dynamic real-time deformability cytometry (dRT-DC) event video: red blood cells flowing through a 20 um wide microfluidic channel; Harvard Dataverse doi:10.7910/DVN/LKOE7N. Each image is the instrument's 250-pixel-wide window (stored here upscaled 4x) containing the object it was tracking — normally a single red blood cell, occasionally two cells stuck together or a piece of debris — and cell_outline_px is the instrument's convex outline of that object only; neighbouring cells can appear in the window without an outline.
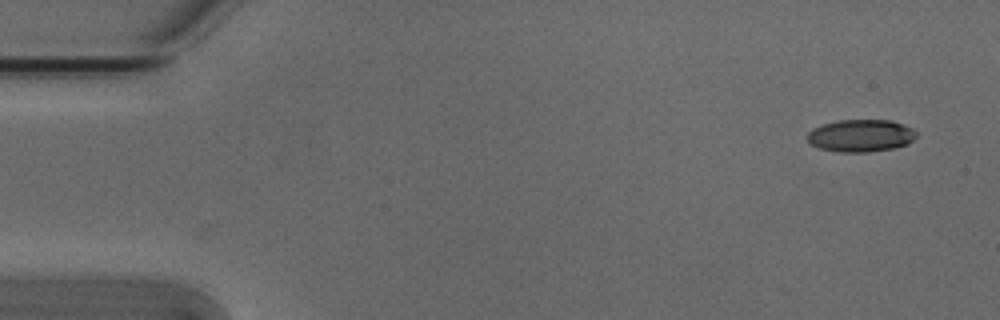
{"species": "Egyptian fruit bat (a non-hibernating species)", "species_latin": "Rousettus aegyptiacus", "temperature_condition": "cold", "stored_images_in_passage": 7, "camera_frame_rate_fps": 3000, "um_per_image_px": 0.085, "animal": {"sex": "male"}, "frame": {"image": 1, "passage_image": 1, "time_ms": 0.0, "image_size_px": [1000, 320], "cell_outline_px": [[916, 136], [908, 144], [892, 148], [868, 152], [840, 152], [820, 148], [812, 144], [808, 140], [808, 132], [812, 128], [836, 120], [892, 120], [904, 124], [912, 128], [916, 132]], "centroid_in_image_um": [73.18, 11.52], "position_along_channel_um": 11.8, "area_um2": 20.52}}
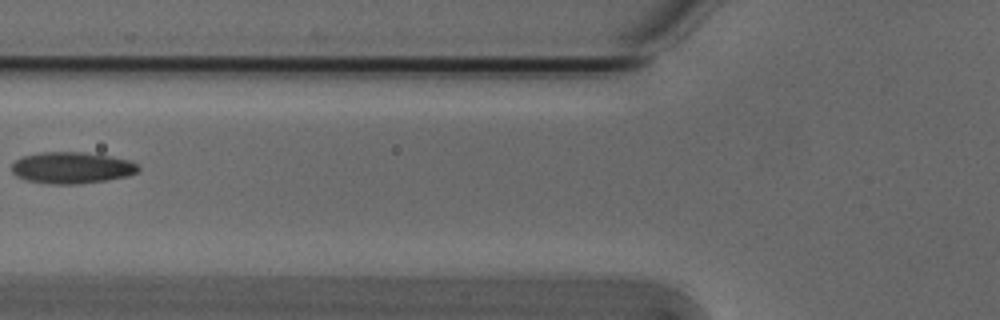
{"frame": {"image": 2, "passage_image": 6, "time_ms": 1.667, "image_size_px": [1000, 320], "cell_outline_px": [[140, 168], [136, 172], [128, 176], [108, 180], [80, 184], [48, 184], [28, 180], [16, 176], [12, 172], [12, 164], [16, 160], [24, 156], [40, 152], [84, 152], [112, 156], [128, 160], [136, 164]], "centroid_in_image_um": [6.11, 14.26], "position_along_channel_um": 119.7, "area_um2": 23.29}}